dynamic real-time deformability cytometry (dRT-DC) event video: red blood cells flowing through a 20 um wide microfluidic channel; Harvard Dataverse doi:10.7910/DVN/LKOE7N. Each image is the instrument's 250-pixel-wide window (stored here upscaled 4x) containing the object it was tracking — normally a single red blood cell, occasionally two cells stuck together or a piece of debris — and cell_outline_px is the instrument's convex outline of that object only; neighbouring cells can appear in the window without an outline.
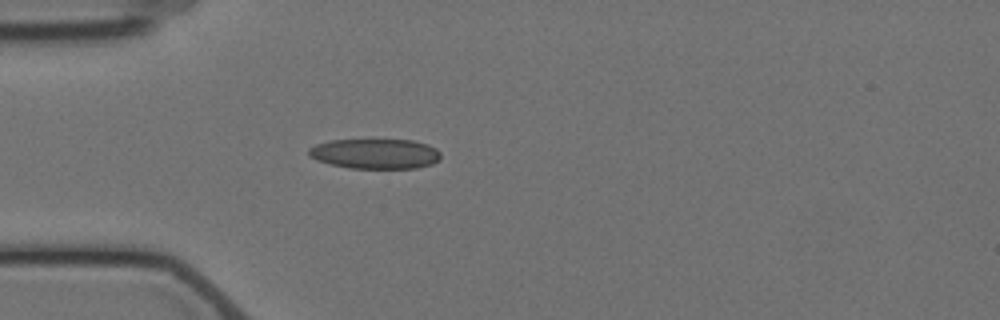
{"species": "Egyptian fruit bat (a non-hibernating species)", "species_latin": "Rousettus aegyptiacus", "temperature_condition": "cold", "stored_images_in_passage": 3, "camera_frame_rate_fps": 3000, "um_per_image_px": 0.085, "animal": {"sex": "female"}, "frame": {"image": 1, "passage_image": 3, "time_ms": 2.667, "image_size_px": [1000, 320], "cell_outline_px": [[440, 160], [432, 164], [416, 168], [348, 168], [316, 160], [308, 156], [308, 148], [316, 144], [328, 140], [412, 140], [428, 144], [436, 148], [440, 152]], "centroid_in_image_um": [31.89, 13.06], "position_along_channel_um": 53.1, "area_um2": 23.24}}